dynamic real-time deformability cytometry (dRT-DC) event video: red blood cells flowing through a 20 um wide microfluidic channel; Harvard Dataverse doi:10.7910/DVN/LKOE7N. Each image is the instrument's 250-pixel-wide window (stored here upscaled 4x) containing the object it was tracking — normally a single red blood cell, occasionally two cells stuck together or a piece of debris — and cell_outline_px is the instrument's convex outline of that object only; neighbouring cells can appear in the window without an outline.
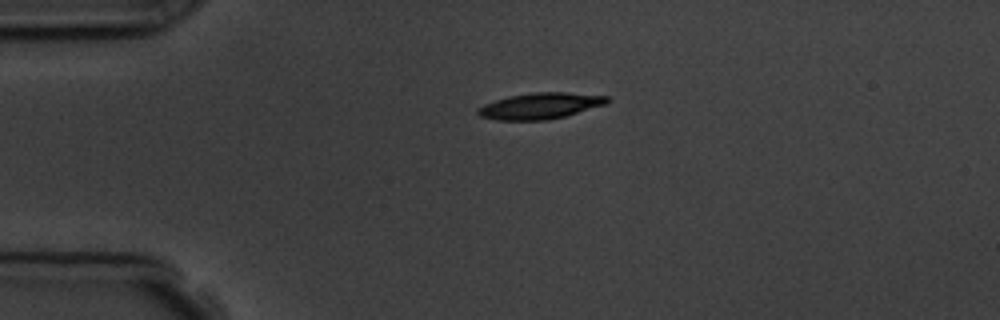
{"species": "common noctule bat (a hibernating species)", "species_latin": "Nyctalus noctula", "temperature_condition": "room temperature", "stored_images_in_passage": 6, "camera_frame_rate_fps": 3000, "um_per_image_px": 0.085, "animal": {"sex": "male", "body_mass_g": 19.5, "forearm_length_mm": 54.6}, "frame": {"image": 1, "passage_image": 6, "time_ms": 6.0, "image_size_px": [1000, 320], "cell_outline_px": [[612, 100], [604, 104], [564, 116], [548, 120], [496, 120], [480, 116], [476, 112], [476, 108], [484, 104], [508, 96], [532, 92], [568, 92], [608, 96]], "centroid_in_image_um": [45.89, 8.99], "position_along_channel_um": 39.1, "area_um2": 19.65}}